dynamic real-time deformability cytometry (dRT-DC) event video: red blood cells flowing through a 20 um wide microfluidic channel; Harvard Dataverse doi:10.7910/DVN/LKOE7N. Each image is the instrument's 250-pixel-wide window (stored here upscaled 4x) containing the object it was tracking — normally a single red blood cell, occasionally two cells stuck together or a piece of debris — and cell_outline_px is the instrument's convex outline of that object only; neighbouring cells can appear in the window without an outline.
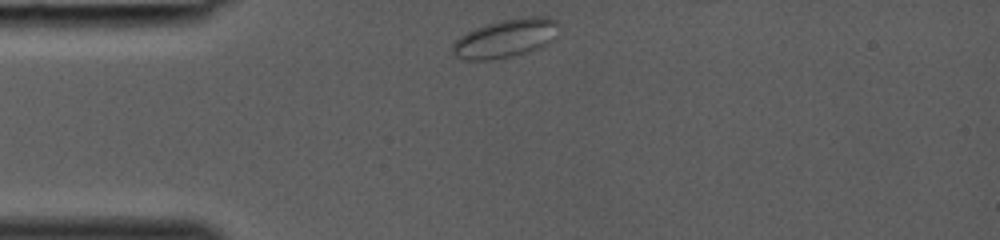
{"species": "common noctule bat (a hibernating species)", "species_latin": "Nyctalus noctula", "temperature_condition": "room temperature", "stored_images_in_passage": 28, "camera_frame_rate_fps": 3000, "um_per_image_px": 0.085, "animal": {"sex": "female", "body_mass_g": 19.0, "forearm_length_mm": 53.3}, "frame": {"image": 1, "passage_image": 1, "time_ms": 0.0, "image_size_px": [1000, 240], "cell_outline_px": [[556, 24], [552, 40], [548, 44], [540, 48], [512, 56], [492, 60], [464, 60], [456, 56], [452, 52], [452, 44], [460, 36], [476, 28], [500, 20], [528, 16], [548, 16], [556, 20]], "centroid_in_image_um": [42.94, 3.26], "position_along_channel_um": 42.1, "area_um2": 23.58}}
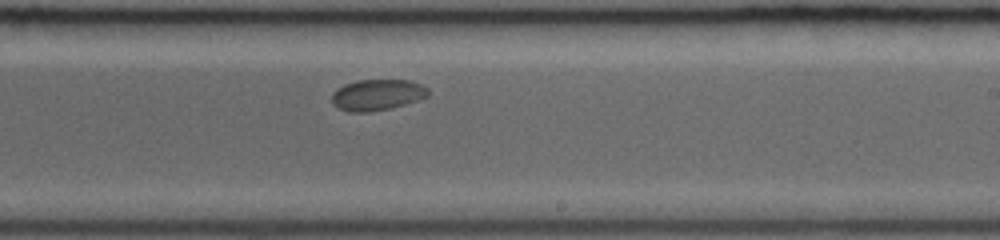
{"frame": {"image": 2, "passage_image": 16, "time_ms": 5.0, "image_size_px": [1000, 240], "cell_outline_px": [[428, 96], [404, 104], [388, 108], [368, 112], [348, 112], [336, 108], [332, 104], [332, 92], [344, 84], [360, 80], [412, 80], [428, 88]], "centroid_in_image_um": [32.02, 8.06], "position_along_channel_um": 257.0, "area_um2": 17.4}}
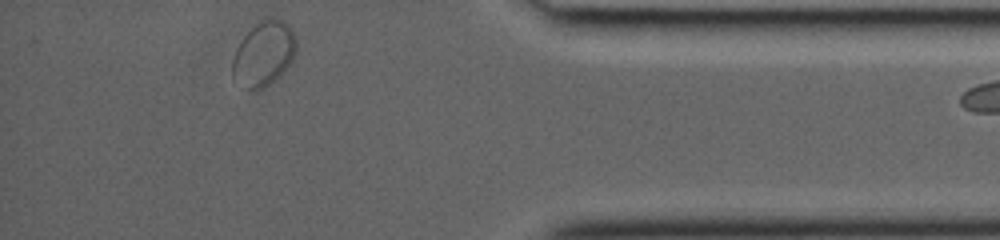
{"frame": {"image": 3, "passage_image": 27, "time_ms": 8.667, "image_size_px": [1000, 240], "cell_outline_px": [[296, 52], [292, 60], [268, 84], [256, 92], [248, 88], [232, 76], [232, 60], [236, 48], [244, 36], [252, 28], [268, 16], [272, 16], [284, 20], [288, 24], [296, 40]], "centroid_in_image_um": [22.41, 4.52], "position_along_channel_um": 412.8, "area_um2": 23.52}}